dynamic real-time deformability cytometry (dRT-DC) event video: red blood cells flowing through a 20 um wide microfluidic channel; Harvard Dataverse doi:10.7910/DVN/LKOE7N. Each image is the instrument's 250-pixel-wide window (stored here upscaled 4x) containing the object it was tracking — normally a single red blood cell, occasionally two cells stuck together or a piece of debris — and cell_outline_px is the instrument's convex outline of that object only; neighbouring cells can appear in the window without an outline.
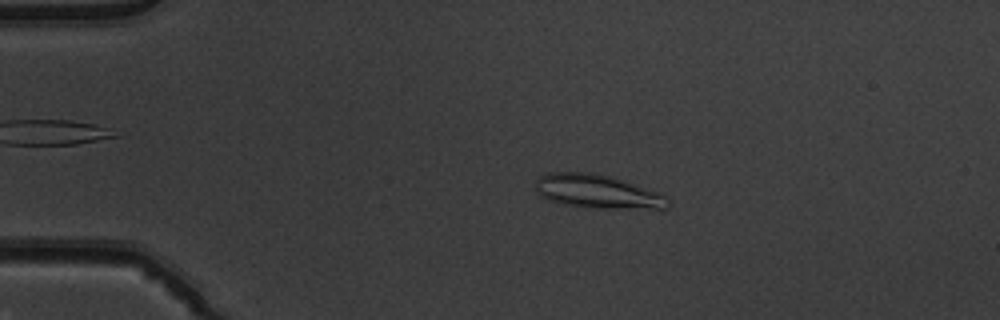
{"species": "common noctule bat (a hibernating species)", "species_latin": "Nyctalus noctula", "temperature_condition": "warm", "stored_images_in_passage": 45, "camera_frame_rate_fps": 3000, "um_per_image_px": 0.085, "animal": {"sex": "male", "body_mass_g": 19.5, "forearm_length_mm": 54.6}, "frame": {"image": 1, "passage_image": 4, "time_ms": 1.0, "image_size_px": [1000, 320], "cell_outline_px": [[668, 208], [588, 208], [564, 204], [548, 200], [540, 196], [536, 192], [536, 180], [540, 176], [548, 172], [588, 172], [608, 176], [656, 192], [664, 196], [668, 200]], "centroid_in_image_um": [50.68, 16.28], "position_along_channel_um": 34.3, "area_um2": 25.55}}
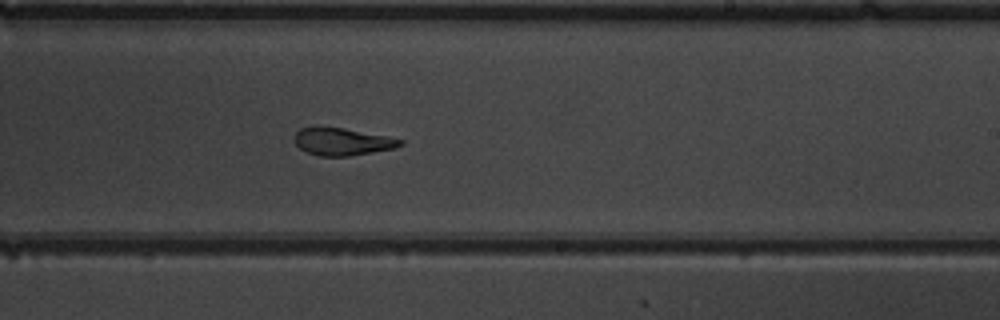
{"frame": {"image": 2, "passage_image": 25, "time_ms": 8.0, "image_size_px": [1000, 320], "cell_outline_px": [[404, 144], [396, 148], [348, 156], [320, 156], [308, 152], [300, 148], [296, 144], [296, 132], [300, 128], [312, 124], [344, 128], [388, 136], [404, 140]], "centroid_in_image_um": [29.09, 12.0], "position_along_channel_um": 259.9, "area_um2": 17.22}}
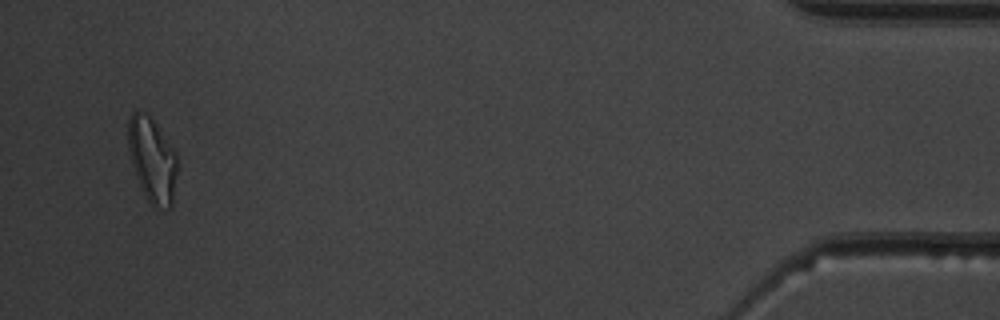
{"frame": {"image": 3, "passage_image": 43, "time_ms": 14.0, "image_size_px": [1000, 320], "cell_outline_px": [[176, 172], [172, 204], [168, 208], [156, 208], [148, 200], [136, 176], [128, 148], [128, 120], [132, 112], [144, 112], [156, 124], [176, 152]], "centroid_in_image_um": [12.93, 13.57], "position_along_channel_um": 422.3, "area_um2": 23.64}, "authors_computed_cell_mechanics": {"area_um2": 18.6694, "velocity_mm_per_s": 3.9356, "shape_relaxation_time_tau1_ms": null, "shape_relaxation_time_tau2_ms": 2.6359, "deformation_change_tau1": null, "deformation_change_tau2": 0.0679}}